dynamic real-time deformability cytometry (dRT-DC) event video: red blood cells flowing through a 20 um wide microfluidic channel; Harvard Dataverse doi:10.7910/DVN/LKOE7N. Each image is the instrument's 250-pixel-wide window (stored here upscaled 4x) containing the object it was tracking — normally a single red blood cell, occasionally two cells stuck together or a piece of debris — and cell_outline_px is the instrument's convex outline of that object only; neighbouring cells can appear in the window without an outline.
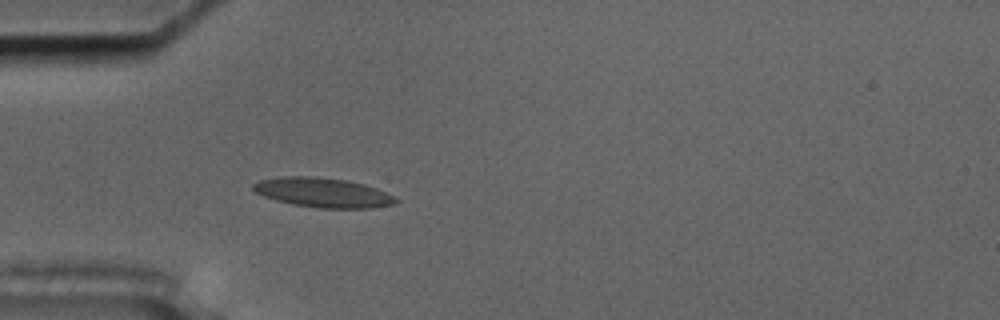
{"species": "common noctule bat (a hibernating species)", "species_latin": "Nyctalus noctula", "temperature_condition": "cold", "stored_images_in_passage": 52, "camera_frame_rate_fps": 3000, "um_per_image_px": 0.085, "animal": {"sex": "male", "body_mass_g": 17.5, "forearm_length_mm": 52.3}, "frame": {"image": 1, "passage_image": 13, "time_ms": 4.0, "image_size_px": [1000, 320], "cell_outline_px": [[400, 200], [392, 204], [372, 208], [320, 208], [292, 204], [276, 200], [264, 196], [256, 192], [252, 188], [252, 184], [260, 180], [280, 176], [312, 176], [348, 180], [364, 184], [376, 188]], "centroid_in_image_um": [27.42, 16.36], "position_along_channel_um": 57.6, "area_um2": 24.45}}
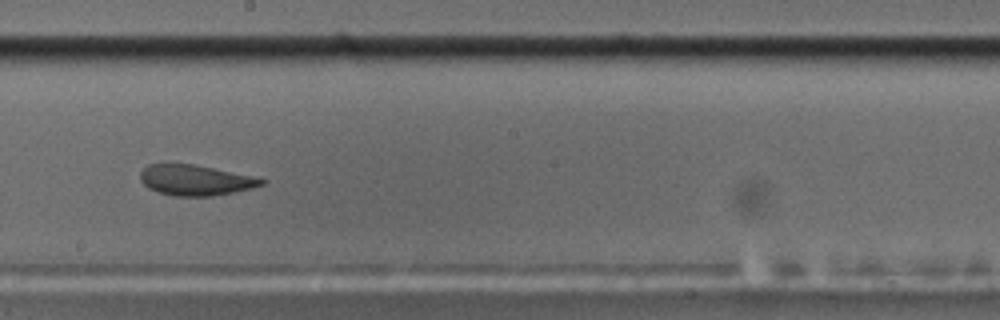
{"frame": {"image": 2, "passage_image": 28, "time_ms": 9.0, "image_size_px": [1000, 320], "cell_outline_px": [[268, 180], [264, 184], [252, 188], [212, 196], [172, 196], [148, 188], [140, 180], [140, 172], [148, 164], [164, 160], [196, 164], [252, 176]], "centroid_in_image_um": [16.54, 15.26], "position_along_channel_um": 231.7, "area_um2": 22.2}}
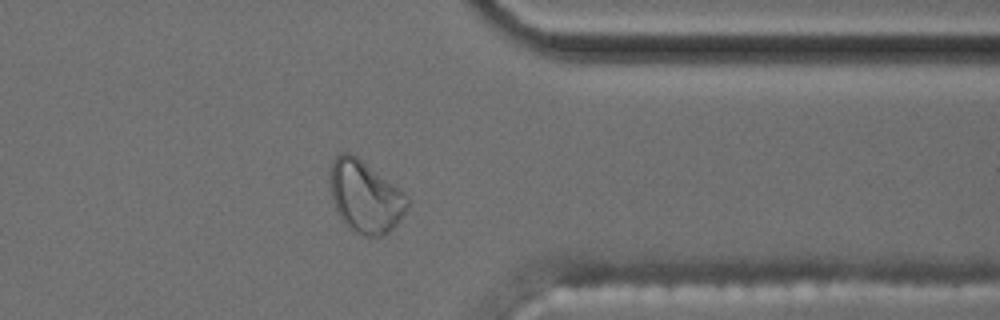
{"frame": {"image": 3, "passage_image": 41, "time_ms": 13.333, "image_size_px": [1000, 320], "cell_outline_px": [[408, 204], [400, 220], [384, 236], [364, 236], [352, 232], [344, 224], [336, 212], [328, 180], [328, 172], [332, 160], [340, 152], [348, 152], [356, 156], [400, 188], [408, 196]], "centroid_in_image_um": [31.0, 16.71], "position_along_channel_um": 380.4, "area_um2": 32.83}, "authors_computed_cell_mechanics": {"area_um2": 23.2067, "velocity_mm_per_s": 3.5904, "shape_relaxation_time_tau1_ms": 6.0872, "shape_relaxation_time_tau2_ms": 1.8765, "deformation_change_tau1": 0.1966, "deformation_change_tau2": 0.0952}}